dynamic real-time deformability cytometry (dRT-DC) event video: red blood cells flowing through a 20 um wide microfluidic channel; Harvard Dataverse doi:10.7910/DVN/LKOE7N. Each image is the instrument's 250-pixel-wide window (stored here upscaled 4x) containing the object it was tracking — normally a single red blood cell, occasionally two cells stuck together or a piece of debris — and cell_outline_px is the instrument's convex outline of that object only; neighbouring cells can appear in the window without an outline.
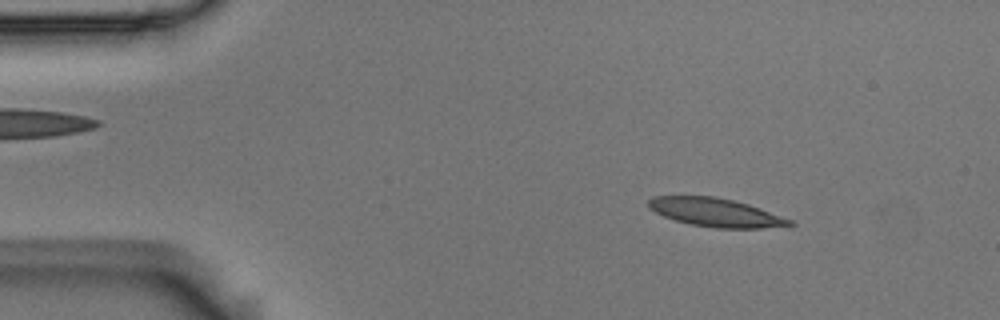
{"species": "Egyptian fruit bat (a non-hibernating species)", "species_latin": "Rousettus aegyptiacus", "temperature_condition": "room temperature", "stored_images_in_passage": 53, "camera_frame_rate_fps": 3000, "um_per_image_px": 0.085, "animal": {"sex": "male"}, "frame": {"image": 1, "passage_image": 7, "time_ms": 2.0, "image_size_px": [1000, 320], "cell_outline_px": [[796, 224], [760, 228], [716, 228], [688, 224], [664, 216], [648, 208], [648, 200], [652, 196], [716, 196], [748, 204], [760, 208], [792, 220]], "centroid_in_image_um": [60.8, 18.05], "position_along_channel_um": 24.2, "area_um2": 23.29}}
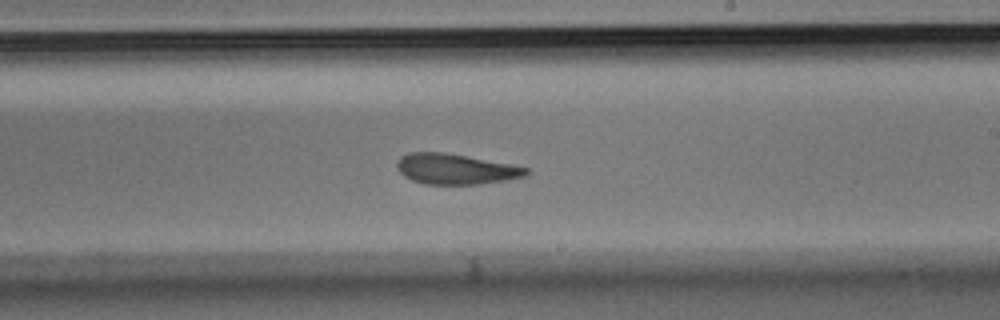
{"frame": {"image": 2, "passage_image": 31, "time_ms": 10.0, "image_size_px": [1000, 320], "cell_outline_px": [[532, 172], [524, 176], [508, 180], [480, 184], [424, 184], [412, 180], [404, 176], [396, 168], [396, 164], [400, 156], [408, 152], [444, 152], [512, 164], [528, 168]], "centroid_in_image_um": [38.73, 14.36], "position_along_channel_um": 250.3, "area_um2": 23.12}}
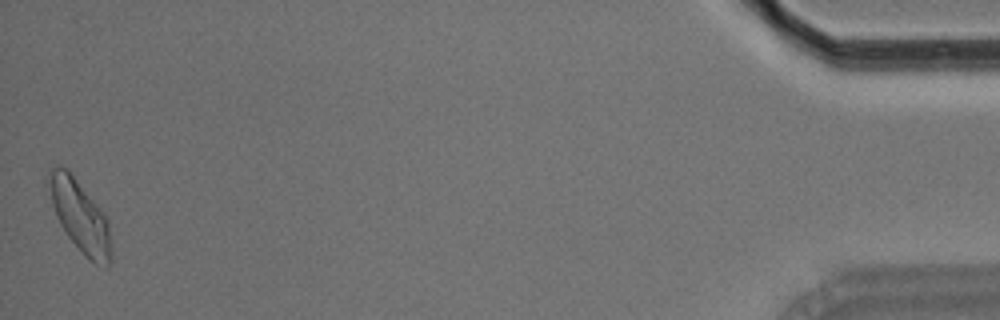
{"frame": {"image": 3, "passage_image": 53, "time_ms": 17.333, "image_size_px": [1000, 320], "cell_outline_px": [[112, 260], [108, 268], [104, 268], [88, 260], [84, 256], [68, 236], [60, 224], [56, 216], [44, 184], [52, 168], [60, 164], [68, 168], [104, 212], [108, 220], [112, 252]], "centroid_in_image_um": [6.79, 18.36], "position_along_channel_um": 428.4, "area_um2": 26.93}, "authors_computed_cell_mechanics": {"area_um2": 23.8136, "velocity_mm_per_s": 3.6962, "shape_relaxation_time_tau1_ms": 6.5066, "shape_relaxation_time_tau2_ms": 2.744, "deformation_change_tau1": 0.1811, "deformation_change_tau2": 0.1046}}